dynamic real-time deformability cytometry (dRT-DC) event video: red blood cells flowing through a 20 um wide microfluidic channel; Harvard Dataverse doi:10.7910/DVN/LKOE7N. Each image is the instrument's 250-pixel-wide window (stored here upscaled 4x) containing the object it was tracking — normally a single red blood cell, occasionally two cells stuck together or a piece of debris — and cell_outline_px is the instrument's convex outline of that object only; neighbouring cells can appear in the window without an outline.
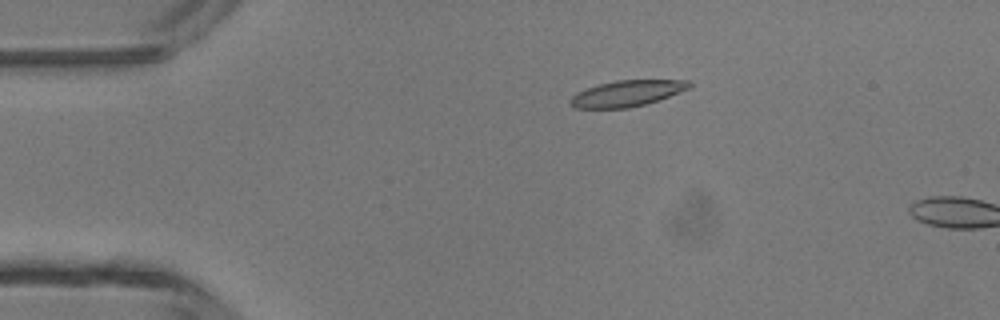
{"species": "common noctule bat (a hibernating species)", "species_latin": "Nyctalus noctula", "temperature_condition": "room temperature", "stored_images_in_passage": 12, "camera_frame_rate_fps": 3000, "um_per_image_px": 0.085, "animal": {"sex": "male", "body_mass_g": 13.3}, "frame": {"image": 1, "passage_image": 10, "time_ms": 3.0, "image_size_px": [1000, 320], "cell_outline_px": [[692, 84], [688, 88], [668, 96], [644, 104], [628, 108], [576, 108], [568, 100], [576, 92], [600, 84], [616, 80], [688, 80]], "centroid_in_image_um": [53.26, 7.93], "position_along_channel_um": 31.7, "area_um2": 17.69}}